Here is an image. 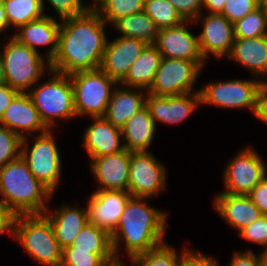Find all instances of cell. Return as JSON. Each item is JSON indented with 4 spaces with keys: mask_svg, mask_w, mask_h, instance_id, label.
<instances>
[{
    "mask_svg": "<svg viewBox=\"0 0 267 266\" xmlns=\"http://www.w3.org/2000/svg\"><path fill=\"white\" fill-rule=\"evenodd\" d=\"M184 20L194 21L203 11L204 0H168Z\"/></svg>",
    "mask_w": 267,
    "mask_h": 266,
    "instance_id": "40",
    "label": "cell"
},
{
    "mask_svg": "<svg viewBox=\"0 0 267 266\" xmlns=\"http://www.w3.org/2000/svg\"><path fill=\"white\" fill-rule=\"evenodd\" d=\"M147 45L145 41L131 37L108 41L100 69L119 84Z\"/></svg>",
    "mask_w": 267,
    "mask_h": 266,
    "instance_id": "17",
    "label": "cell"
},
{
    "mask_svg": "<svg viewBox=\"0 0 267 266\" xmlns=\"http://www.w3.org/2000/svg\"><path fill=\"white\" fill-rule=\"evenodd\" d=\"M112 26L121 34L119 37L141 39L147 44H155L157 41L159 29L144 11L121 17Z\"/></svg>",
    "mask_w": 267,
    "mask_h": 266,
    "instance_id": "28",
    "label": "cell"
},
{
    "mask_svg": "<svg viewBox=\"0 0 267 266\" xmlns=\"http://www.w3.org/2000/svg\"><path fill=\"white\" fill-rule=\"evenodd\" d=\"M190 248L182 250V254L174 247L163 242L157 247L138 255L131 260L134 266H181L182 259ZM180 255V256H179Z\"/></svg>",
    "mask_w": 267,
    "mask_h": 266,
    "instance_id": "31",
    "label": "cell"
},
{
    "mask_svg": "<svg viewBox=\"0 0 267 266\" xmlns=\"http://www.w3.org/2000/svg\"><path fill=\"white\" fill-rule=\"evenodd\" d=\"M0 125L18 134L21 138L32 136L34 132L42 134L49 130L41 120L30 95L21 92L5 110L0 119Z\"/></svg>",
    "mask_w": 267,
    "mask_h": 266,
    "instance_id": "18",
    "label": "cell"
},
{
    "mask_svg": "<svg viewBox=\"0 0 267 266\" xmlns=\"http://www.w3.org/2000/svg\"><path fill=\"white\" fill-rule=\"evenodd\" d=\"M213 206L230 227L240 231L255 222L262 214L248 195L220 192L214 197Z\"/></svg>",
    "mask_w": 267,
    "mask_h": 266,
    "instance_id": "22",
    "label": "cell"
},
{
    "mask_svg": "<svg viewBox=\"0 0 267 266\" xmlns=\"http://www.w3.org/2000/svg\"><path fill=\"white\" fill-rule=\"evenodd\" d=\"M107 266H124V264H122L121 260H115L112 263H109Z\"/></svg>",
    "mask_w": 267,
    "mask_h": 266,
    "instance_id": "53",
    "label": "cell"
},
{
    "mask_svg": "<svg viewBox=\"0 0 267 266\" xmlns=\"http://www.w3.org/2000/svg\"><path fill=\"white\" fill-rule=\"evenodd\" d=\"M259 7V0H225L220 13L230 22L235 23Z\"/></svg>",
    "mask_w": 267,
    "mask_h": 266,
    "instance_id": "37",
    "label": "cell"
},
{
    "mask_svg": "<svg viewBox=\"0 0 267 266\" xmlns=\"http://www.w3.org/2000/svg\"><path fill=\"white\" fill-rule=\"evenodd\" d=\"M6 30H8V22L3 8V0H0V33Z\"/></svg>",
    "mask_w": 267,
    "mask_h": 266,
    "instance_id": "48",
    "label": "cell"
},
{
    "mask_svg": "<svg viewBox=\"0 0 267 266\" xmlns=\"http://www.w3.org/2000/svg\"><path fill=\"white\" fill-rule=\"evenodd\" d=\"M228 57L250 70L255 78H266L267 35L251 39L235 38Z\"/></svg>",
    "mask_w": 267,
    "mask_h": 266,
    "instance_id": "25",
    "label": "cell"
},
{
    "mask_svg": "<svg viewBox=\"0 0 267 266\" xmlns=\"http://www.w3.org/2000/svg\"><path fill=\"white\" fill-rule=\"evenodd\" d=\"M261 266H267V250L260 252Z\"/></svg>",
    "mask_w": 267,
    "mask_h": 266,
    "instance_id": "51",
    "label": "cell"
},
{
    "mask_svg": "<svg viewBox=\"0 0 267 266\" xmlns=\"http://www.w3.org/2000/svg\"><path fill=\"white\" fill-rule=\"evenodd\" d=\"M225 0H204L203 7L209 11V13L220 14L223 11Z\"/></svg>",
    "mask_w": 267,
    "mask_h": 266,
    "instance_id": "47",
    "label": "cell"
},
{
    "mask_svg": "<svg viewBox=\"0 0 267 266\" xmlns=\"http://www.w3.org/2000/svg\"><path fill=\"white\" fill-rule=\"evenodd\" d=\"M199 20L203 21L202 31L198 35L199 48L205 61L210 55L228 58L235 40L233 23L218 13H201L192 23Z\"/></svg>",
    "mask_w": 267,
    "mask_h": 266,
    "instance_id": "13",
    "label": "cell"
},
{
    "mask_svg": "<svg viewBox=\"0 0 267 266\" xmlns=\"http://www.w3.org/2000/svg\"><path fill=\"white\" fill-rule=\"evenodd\" d=\"M234 37L251 39L267 35V13L259 6L241 20L233 23Z\"/></svg>",
    "mask_w": 267,
    "mask_h": 266,
    "instance_id": "33",
    "label": "cell"
},
{
    "mask_svg": "<svg viewBox=\"0 0 267 266\" xmlns=\"http://www.w3.org/2000/svg\"><path fill=\"white\" fill-rule=\"evenodd\" d=\"M146 0H106L97 12L107 23L113 24L121 17L144 11Z\"/></svg>",
    "mask_w": 267,
    "mask_h": 266,
    "instance_id": "35",
    "label": "cell"
},
{
    "mask_svg": "<svg viewBox=\"0 0 267 266\" xmlns=\"http://www.w3.org/2000/svg\"><path fill=\"white\" fill-rule=\"evenodd\" d=\"M144 12L159 30L175 27L185 21L168 0H146Z\"/></svg>",
    "mask_w": 267,
    "mask_h": 266,
    "instance_id": "32",
    "label": "cell"
},
{
    "mask_svg": "<svg viewBox=\"0 0 267 266\" xmlns=\"http://www.w3.org/2000/svg\"><path fill=\"white\" fill-rule=\"evenodd\" d=\"M51 78L34 85L27 93L45 126L51 130L57 120L76 118L70 76L50 70ZM55 120V121H54Z\"/></svg>",
    "mask_w": 267,
    "mask_h": 266,
    "instance_id": "5",
    "label": "cell"
},
{
    "mask_svg": "<svg viewBox=\"0 0 267 266\" xmlns=\"http://www.w3.org/2000/svg\"><path fill=\"white\" fill-rule=\"evenodd\" d=\"M14 239L38 263L59 266L63 249L60 247L49 219L44 214L18 215L14 222Z\"/></svg>",
    "mask_w": 267,
    "mask_h": 266,
    "instance_id": "4",
    "label": "cell"
},
{
    "mask_svg": "<svg viewBox=\"0 0 267 266\" xmlns=\"http://www.w3.org/2000/svg\"><path fill=\"white\" fill-rule=\"evenodd\" d=\"M73 87L74 109L78 117H103L112 92L119 84L100 68L69 75Z\"/></svg>",
    "mask_w": 267,
    "mask_h": 266,
    "instance_id": "7",
    "label": "cell"
},
{
    "mask_svg": "<svg viewBox=\"0 0 267 266\" xmlns=\"http://www.w3.org/2000/svg\"><path fill=\"white\" fill-rule=\"evenodd\" d=\"M2 201L17 216L43 214L53 193L37 180L20 156L0 168Z\"/></svg>",
    "mask_w": 267,
    "mask_h": 266,
    "instance_id": "3",
    "label": "cell"
},
{
    "mask_svg": "<svg viewBox=\"0 0 267 266\" xmlns=\"http://www.w3.org/2000/svg\"><path fill=\"white\" fill-rule=\"evenodd\" d=\"M53 136L52 130L30 136L34 139L30 149L29 139L22 138L20 156L27 163L34 177L54 194L62 178V160Z\"/></svg>",
    "mask_w": 267,
    "mask_h": 266,
    "instance_id": "8",
    "label": "cell"
},
{
    "mask_svg": "<svg viewBox=\"0 0 267 266\" xmlns=\"http://www.w3.org/2000/svg\"><path fill=\"white\" fill-rule=\"evenodd\" d=\"M266 176L267 169L264 160L253 147L247 146L226 165L223 172L226 191L221 192L247 195Z\"/></svg>",
    "mask_w": 267,
    "mask_h": 266,
    "instance_id": "11",
    "label": "cell"
},
{
    "mask_svg": "<svg viewBox=\"0 0 267 266\" xmlns=\"http://www.w3.org/2000/svg\"><path fill=\"white\" fill-rule=\"evenodd\" d=\"M72 245L75 250H113L110 234L90 223L79 232Z\"/></svg>",
    "mask_w": 267,
    "mask_h": 266,
    "instance_id": "34",
    "label": "cell"
},
{
    "mask_svg": "<svg viewBox=\"0 0 267 266\" xmlns=\"http://www.w3.org/2000/svg\"><path fill=\"white\" fill-rule=\"evenodd\" d=\"M263 82L266 80L262 78L210 82L199 90L201 104L228 109L248 108L256 116Z\"/></svg>",
    "mask_w": 267,
    "mask_h": 266,
    "instance_id": "9",
    "label": "cell"
},
{
    "mask_svg": "<svg viewBox=\"0 0 267 266\" xmlns=\"http://www.w3.org/2000/svg\"><path fill=\"white\" fill-rule=\"evenodd\" d=\"M251 201L258 207L262 215H267V176L248 194Z\"/></svg>",
    "mask_w": 267,
    "mask_h": 266,
    "instance_id": "41",
    "label": "cell"
},
{
    "mask_svg": "<svg viewBox=\"0 0 267 266\" xmlns=\"http://www.w3.org/2000/svg\"><path fill=\"white\" fill-rule=\"evenodd\" d=\"M93 123L85 129L83 145L90 159L115 154L124 150L121 129L104 117H92Z\"/></svg>",
    "mask_w": 267,
    "mask_h": 266,
    "instance_id": "20",
    "label": "cell"
},
{
    "mask_svg": "<svg viewBox=\"0 0 267 266\" xmlns=\"http://www.w3.org/2000/svg\"><path fill=\"white\" fill-rule=\"evenodd\" d=\"M205 62L162 57L148 93L178 96L194 92L195 82Z\"/></svg>",
    "mask_w": 267,
    "mask_h": 266,
    "instance_id": "10",
    "label": "cell"
},
{
    "mask_svg": "<svg viewBox=\"0 0 267 266\" xmlns=\"http://www.w3.org/2000/svg\"><path fill=\"white\" fill-rule=\"evenodd\" d=\"M255 117L267 124V81L263 82L261 87L258 110Z\"/></svg>",
    "mask_w": 267,
    "mask_h": 266,
    "instance_id": "46",
    "label": "cell"
},
{
    "mask_svg": "<svg viewBox=\"0 0 267 266\" xmlns=\"http://www.w3.org/2000/svg\"><path fill=\"white\" fill-rule=\"evenodd\" d=\"M229 266H261L260 254H254L252 250L235 252Z\"/></svg>",
    "mask_w": 267,
    "mask_h": 266,
    "instance_id": "43",
    "label": "cell"
},
{
    "mask_svg": "<svg viewBox=\"0 0 267 266\" xmlns=\"http://www.w3.org/2000/svg\"><path fill=\"white\" fill-rule=\"evenodd\" d=\"M3 47V52L0 49V55L6 84L21 93H27L38 83L45 70H48L47 72L51 70L49 60H44L41 53L21 44L13 36Z\"/></svg>",
    "mask_w": 267,
    "mask_h": 266,
    "instance_id": "6",
    "label": "cell"
},
{
    "mask_svg": "<svg viewBox=\"0 0 267 266\" xmlns=\"http://www.w3.org/2000/svg\"><path fill=\"white\" fill-rule=\"evenodd\" d=\"M22 138L0 125V168L20 157Z\"/></svg>",
    "mask_w": 267,
    "mask_h": 266,
    "instance_id": "36",
    "label": "cell"
},
{
    "mask_svg": "<svg viewBox=\"0 0 267 266\" xmlns=\"http://www.w3.org/2000/svg\"><path fill=\"white\" fill-rule=\"evenodd\" d=\"M150 151L131 152L128 192L131 197L152 198L166 187L165 166Z\"/></svg>",
    "mask_w": 267,
    "mask_h": 266,
    "instance_id": "12",
    "label": "cell"
},
{
    "mask_svg": "<svg viewBox=\"0 0 267 266\" xmlns=\"http://www.w3.org/2000/svg\"><path fill=\"white\" fill-rule=\"evenodd\" d=\"M259 6L267 13V0H259Z\"/></svg>",
    "mask_w": 267,
    "mask_h": 266,
    "instance_id": "52",
    "label": "cell"
},
{
    "mask_svg": "<svg viewBox=\"0 0 267 266\" xmlns=\"http://www.w3.org/2000/svg\"><path fill=\"white\" fill-rule=\"evenodd\" d=\"M181 266H219L217 260L190 248L182 259Z\"/></svg>",
    "mask_w": 267,
    "mask_h": 266,
    "instance_id": "42",
    "label": "cell"
},
{
    "mask_svg": "<svg viewBox=\"0 0 267 266\" xmlns=\"http://www.w3.org/2000/svg\"><path fill=\"white\" fill-rule=\"evenodd\" d=\"M125 88L124 86H120L118 89L114 88L103 116L112 125L120 129L134 114L145 107L147 93V91L139 88Z\"/></svg>",
    "mask_w": 267,
    "mask_h": 266,
    "instance_id": "24",
    "label": "cell"
},
{
    "mask_svg": "<svg viewBox=\"0 0 267 266\" xmlns=\"http://www.w3.org/2000/svg\"><path fill=\"white\" fill-rule=\"evenodd\" d=\"M115 260L113 250H75L70 245L62 253V264L65 266H107Z\"/></svg>",
    "mask_w": 267,
    "mask_h": 266,
    "instance_id": "30",
    "label": "cell"
},
{
    "mask_svg": "<svg viewBox=\"0 0 267 266\" xmlns=\"http://www.w3.org/2000/svg\"><path fill=\"white\" fill-rule=\"evenodd\" d=\"M93 1L92 4L90 2V4L88 5V7L93 10V11H97L100 6L106 1V0H91Z\"/></svg>",
    "mask_w": 267,
    "mask_h": 266,
    "instance_id": "49",
    "label": "cell"
},
{
    "mask_svg": "<svg viewBox=\"0 0 267 266\" xmlns=\"http://www.w3.org/2000/svg\"><path fill=\"white\" fill-rule=\"evenodd\" d=\"M201 104L199 90L178 96H159L146 93L145 107L155 125L157 122L177 125L183 123Z\"/></svg>",
    "mask_w": 267,
    "mask_h": 266,
    "instance_id": "14",
    "label": "cell"
},
{
    "mask_svg": "<svg viewBox=\"0 0 267 266\" xmlns=\"http://www.w3.org/2000/svg\"><path fill=\"white\" fill-rule=\"evenodd\" d=\"M131 197L128 191L96 190L87 202L88 223L111 234L117 227L126 203Z\"/></svg>",
    "mask_w": 267,
    "mask_h": 266,
    "instance_id": "15",
    "label": "cell"
},
{
    "mask_svg": "<svg viewBox=\"0 0 267 266\" xmlns=\"http://www.w3.org/2000/svg\"><path fill=\"white\" fill-rule=\"evenodd\" d=\"M20 92L11 88L8 84H0V119L4 115L5 110L8 108L12 100Z\"/></svg>",
    "mask_w": 267,
    "mask_h": 266,
    "instance_id": "45",
    "label": "cell"
},
{
    "mask_svg": "<svg viewBox=\"0 0 267 266\" xmlns=\"http://www.w3.org/2000/svg\"><path fill=\"white\" fill-rule=\"evenodd\" d=\"M162 55L154 44H148L129 68L126 77L119 83L125 87L148 91L159 68Z\"/></svg>",
    "mask_w": 267,
    "mask_h": 266,
    "instance_id": "27",
    "label": "cell"
},
{
    "mask_svg": "<svg viewBox=\"0 0 267 266\" xmlns=\"http://www.w3.org/2000/svg\"><path fill=\"white\" fill-rule=\"evenodd\" d=\"M240 236L252 243L264 246L263 251L267 250V215H261L255 222L242 228Z\"/></svg>",
    "mask_w": 267,
    "mask_h": 266,
    "instance_id": "39",
    "label": "cell"
},
{
    "mask_svg": "<svg viewBox=\"0 0 267 266\" xmlns=\"http://www.w3.org/2000/svg\"><path fill=\"white\" fill-rule=\"evenodd\" d=\"M192 20H185L181 24L160 29L154 44L162 57L206 62L199 48L198 36L195 37L188 29Z\"/></svg>",
    "mask_w": 267,
    "mask_h": 266,
    "instance_id": "16",
    "label": "cell"
},
{
    "mask_svg": "<svg viewBox=\"0 0 267 266\" xmlns=\"http://www.w3.org/2000/svg\"><path fill=\"white\" fill-rule=\"evenodd\" d=\"M50 221L55 238L64 249L73 244L76 236L88 223L87 208H77L63 204L51 213L49 208L43 213Z\"/></svg>",
    "mask_w": 267,
    "mask_h": 266,
    "instance_id": "23",
    "label": "cell"
},
{
    "mask_svg": "<svg viewBox=\"0 0 267 266\" xmlns=\"http://www.w3.org/2000/svg\"><path fill=\"white\" fill-rule=\"evenodd\" d=\"M106 25L93 10L61 20L58 49L50 62L51 70L70 75L99 69L108 42Z\"/></svg>",
    "mask_w": 267,
    "mask_h": 266,
    "instance_id": "1",
    "label": "cell"
},
{
    "mask_svg": "<svg viewBox=\"0 0 267 266\" xmlns=\"http://www.w3.org/2000/svg\"><path fill=\"white\" fill-rule=\"evenodd\" d=\"M6 83L5 75H4V67L3 62L0 55V84Z\"/></svg>",
    "mask_w": 267,
    "mask_h": 266,
    "instance_id": "50",
    "label": "cell"
},
{
    "mask_svg": "<svg viewBox=\"0 0 267 266\" xmlns=\"http://www.w3.org/2000/svg\"><path fill=\"white\" fill-rule=\"evenodd\" d=\"M146 199L130 197L116 229L110 234L116 260H121L118 250L122 242L131 260L165 242L167 212L150 207Z\"/></svg>",
    "mask_w": 267,
    "mask_h": 266,
    "instance_id": "2",
    "label": "cell"
},
{
    "mask_svg": "<svg viewBox=\"0 0 267 266\" xmlns=\"http://www.w3.org/2000/svg\"><path fill=\"white\" fill-rule=\"evenodd\" d=\"M61 22H58L55 18L49 15H45L43 18L29 22L26 25L21 26L14 35L21 44L27 45L33 51H38V46H49L47 50L46 59L49 62L52 61L56 55L58 49V36Z\"/></svg>",
    "mask_w": 267,
    "mask_h": 266,
    "instance_id": "21",
    "label": "cell"
},
{
    "mask_svg": "<svg viewBox=\"0 0 267 266\" xmlns=\"http://www.w3.org/2000/svg\"><path fill=\"white\" fill-rule=\"evenodd\" d=\"M59 15V21L71 18L73 16L86 14L91 11L88 5L83 3V0H47ZM44 0H41L44 10Z\"/></svg>",
    "mask_w": 267,
    "mask_h": 266,
    "instance_id": "38",
    "label": "cell"
},
{
    "mask_svg": "<svg viewBox=\"0 0 267 266\" xmlns=\"http://www.w3.org/2000/svg\"><path fill=\"white\" fill-rule=\"evenodd\" d=\"M131 151L122 150L115 154L93 158L91 171L99 182L97 190L128 191Z\"/></svg>",
    "mask_w": 267,
    "mask_h": 266,
    "instance_id": "19",
    "label": "cell"
},
{
    "mask_svg": "<svg viewBox=\"0 0 267 266\" xmlns=\"http://www.w3.org/2000/svg\"><path fill=\"white\" fill-rule=\"evenodd\" d=\"M16 216L17 215L8 206L0 201V234L9 231L10 235L14 236V222Z\"/></svg>",
    "mask_w": 267,
    "mask_h": 266,
    "instance_id": "44",
    "label": "cell"
},
{
    "mask_svg": "<svg viewBox=\"0 0 267 266\" xmlns=\"http://www.w3.org/2000/svg\"><path fill=\"white\" fill-rule=\"evenodd\" d=\"M155 131L156 125L149 110L142 108L121 128L124 148L131 152L149 151Z\"/></svg>",
    "mask_w": 267,
    "mask_h": 266,
    "instance_id": "26",
    "label": "cell"
},
{
    "mask_svg": "<svg viewBox=\"0 0 267 266\" xmlns=\"http://www.w3.org/2000/svg\"><path fill=\"white\" fill-rule=\"evenodd\" d=\"M8 28L17 30L29 22L43 18L44 10L41 0H3Z\"/></svg>",
    "mask_w": 267,
    "mask_h": 266,
    "instance_id": "29",
    "label": "cell"
}]
</instances>
